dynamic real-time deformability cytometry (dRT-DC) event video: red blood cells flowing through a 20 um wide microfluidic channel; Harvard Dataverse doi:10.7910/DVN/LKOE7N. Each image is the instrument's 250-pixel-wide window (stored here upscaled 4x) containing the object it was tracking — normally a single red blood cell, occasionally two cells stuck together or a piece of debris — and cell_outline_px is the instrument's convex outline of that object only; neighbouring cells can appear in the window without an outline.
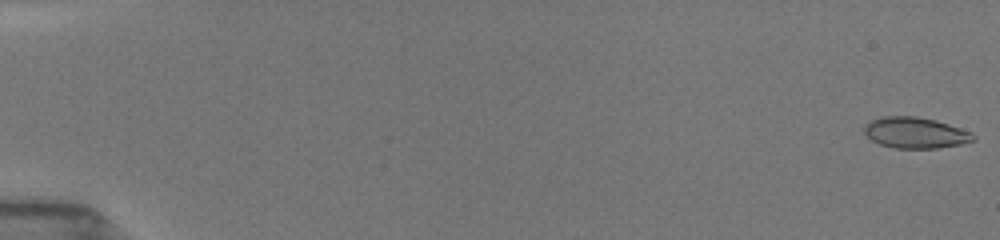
{"species": "common noctule bat (a hibernating species)", "species_latin": "Nyctalus noctula", "temperature_condition": "room temperature", "stored_images_in_passage": 53, "camera_frame_rate_fps": 3000, "um_per_image_px": 0.085, "animal": {"sex": "female", "body_mass_g": 19.5, "forearm_length_mm": 54.1}, "frame": {"image": 1, "passage_image": 1, "time_ms": 0.0, "image_size_px": [1000, 240], "cell_outline_px": [[976, 140], [960, 144], [936, 148], [892, 148], [880, 144], [872, 140], [864, 132], [864, 124], [868, 120], [884, 116], [916, 116], [936, 120], [972, 132], [976, 136]], "centroid_in_image_um": [77.79, 11.27], "position_along_channel_um": 7.2, "area_um2": 19.83}}
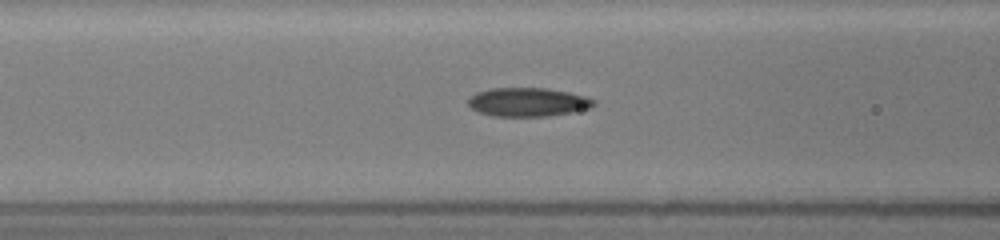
{"frame": {"image": 2, "passage_image": 23, "time_ms": 7.333, "image_size_px": [1000, 240], "cell_outline_px": [[596, 104], [592, 108], [572, 112], [548, 116], [492, 116], [476, 112], [468, 104], [468, 100], [476, 92], [488, 88], [548, 88], [568, 92], [584, 96], [596, 100]], "centroid_in_image_um": [44.87, 8.68], "position_along_channel_um": 121.7, "area_um2": 21.21}}
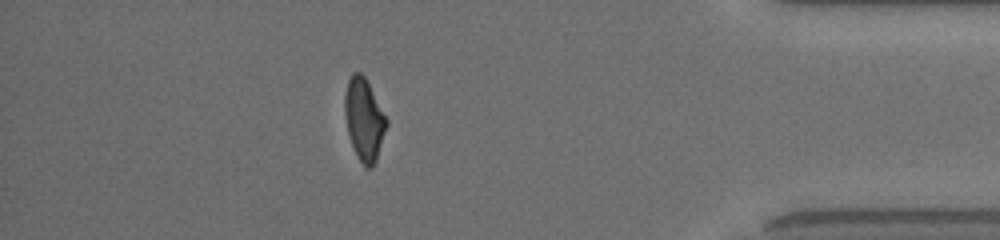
{"frame": {"image": 3, "passage_image": 47, "time_ms": 15.333, "image_size_px": [1000, 240], "cell_outline_px": [[388, 124], [376, 160], [372, 168], [368, 168], [356, 156], [348, 132], [344, 112], [344, 92], [348, 80], [352, 72], [360, 72], [364, 76], [388, 120]], "centroid_in_image_um": [30.94, 10.13], "position_along_channel_um": 404.3, "area_um2": 19.83}, "authors_computed_cell_mechanics": {"area_um2": 20.2878, "velocity_mm_per_s": 3.9714, "shape_relaxation_time_tau1_ms": 5.2745, "shape_relaxation_time_tau2_ms": 1.7707, "deformation_change_tau1": 0.1733, "deformation_change_tau2": 0.0811}}